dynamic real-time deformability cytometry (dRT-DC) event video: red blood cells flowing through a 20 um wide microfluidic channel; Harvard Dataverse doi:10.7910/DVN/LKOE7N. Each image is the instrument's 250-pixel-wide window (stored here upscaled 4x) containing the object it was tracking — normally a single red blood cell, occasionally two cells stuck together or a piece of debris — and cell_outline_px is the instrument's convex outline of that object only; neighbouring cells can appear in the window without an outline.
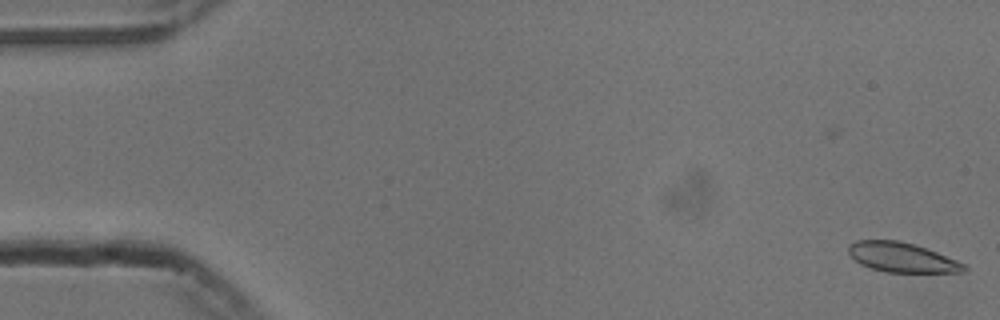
{"species": "common noctule bat (a hibernating species)", "species_latin": "Nyctalus noctula", "temperature_condition": "cold", "stored_images_in_passage": 4, "camera_frame_rate_fps": 3000, "um_per_image_px": 0.085, "animal": {"sex": "male", "body_mass_g": 13.3}, "frame": {"image": 1, "passage_image": 4, "time_ms": 1.0, "image_size_px": [1000, 320], "cell_outline_px": [[968, 268], [964, 272], [888, 272], [872, 268], [860, 264], [848, 252], [848, 244], [856, 240], [900, 240], [936, 252], [956, 260], [964, 264]], "centroid_in_image_um": [76.64, 21.87], "position_along_channel_um": 8.4, "area_um2": 19.71}}